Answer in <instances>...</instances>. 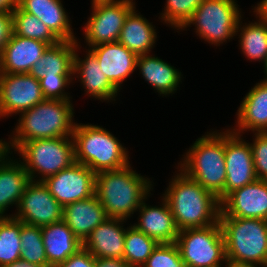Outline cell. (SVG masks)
I'll use <instances>...</instances> for the list:
<instances>
[{
    "label": "cell",
    "instance_id": "6da1fadb",
    "mask_svg": "<svg viewBox=\"0 0 267 267\" xmlns=\"http://www.w3.org/2000/svg\"><path fill=\"white\" fill-rule=\"evenodd\" d=\"M72 100L44 99L21 113L9 141L4 139V151L13 154L30 140L72 137L75 120ZM74 120V121H73Z\"/></svg>",
    "mask_w": 267,
    "mask_h": 267
},
{
    "label": "cell",
    "instance_id": "7a4b0ae2",
    "mask_svg": "<svg viewBox=\"0 0 267 267\" xmlns=\"http://www.w3.org/2000/svg\"><path fill=\"white\" fill-rule=\"evenodd\" d=\"M176 169L177 173L170 179L162 196L171 208L178 229L216 224L221 210L218 198L178 167Z\"/></svg>",
    "mask_w": 267,
    "mask_h": 267
},
{
    "label": "cell",
    "instance_id": "3957f363",
    "mask_svg": "<svg viewBox=\"0 0 267 267\" xmlns=\"http://www.w3.org/2000/svg\"><path fill=\"white\" fill-rule=\"evenodd\" d=\"M132 168L129 163L121 169L96 174L95 195L108 218L128 220L153 190V181Z\"/></svg>",
    "mask_w": 267,
    "mask_h": 267
},
{
    "label": "cell",
    "instance_id": "277c9868",
    "mask_svg": "<svg viewBox=\"0 0 267 267\" xmlns=\"http://www.w3.org/2000/svg\"><path fill=\"white\" fill-rule=\"evenodd\" d=\"M218 131L196 139L177 166L221 202L226 181L225 131Z\"/></svg>",
    "mask_w": 267,
    "mask_h": 267
},
{
    "label": "cell",
    "instance_id": "5b68a950",
    "mask_svg": "<svg viewBox=\"0 0 267 267\" xmlns=\"http://www.w3.org/2000/svg\"><path fill=\"white\" fill-rule=\"evenodd\" d=\"M72 139L75 162L86 165L95 174L121 169L130 163L125 146L102 126L76 122Z\"/></svg>",
    "mask_w": 267,
    "mask_h": 267
},
{
    "label": "cell",
    "instance_id": "8992f818",
    "mask_svg": "<svg viewBox=\"0 0 267 267\" xmlns=\"http://www.w3.org/2000/svg\"><path fill=\"white\" fill-rule=\"evenodd\" d=\"M219 222L227 261L267 267V220L229 217L220 210Z\"/></svg>",
    "mask_w": 267,
    "mask_h": 267
},
{
    "label": "cell",
    "instance_id": "52a82bcc",
    "mask_svg": "<svg viewBox=\"0 0 267 267\" xmlns=\"http://www.w3.org/2000/svg\"><path fill=\"white\" fill-rule=\"evenodd\" d=\"M16 152L32 181H44L75 162L72 137L30 140Z\"/></svg>",
    "mask_w": 267,
    "mask_h": 267
},
{
    "label": "cell",
    "instance_id": "ba28073f",
    "mask_svg": "<svg viewBox=\"0 0 267 267\" xmlns=\"http://www.w3.org/2000/svg\"><path fill=\"white\" fill-rule=\"evenodd\" d=\"M238 6L236 0H204L180 31L193 25L196 35L209 44L220 46L227 43L236 36L242 17Z\"/></svg>",
    "mask_w": 267,
    "mask_h": 267
},
{
    "label": "cell",
    "instance_id": "9c48e42d",
    "mask_svg": "<svg viewBox=\"0 0 267 267\" xmlns=\"http://www.w3.org/2000/svg\"><path fill=\"white\" fill-rule=\"evenodd\" d=\"M175 243L186 267H222L227 262L219 221L204 228L180 230Z\"/></svg>",
    "mask_w": 267,
    "mask_h": 267
},
{
    "label": "cell",
    "instance_id": "30bf717a",
    "mask_svg": "<svg viewBox=\"0 0 267 267\" xmlns=\"http://www.w3.org/2000/svg\"><path fill=\"white\" fill-rule=\"evenodd\" d=\"M92 13L84 25V38L88 48L103 43L118 42L128 14L135 8L133 0L91 5Z\"/></svg>",
    "mask_w": 267,
    "mask_h": 267
},
{
    "label": "cell",
    "instance_id": "8fae6325",
    "mask_svg": "<svg viewBox=\"0 0 267 267\" xmlns=\"http://www.w3.org/2000/svg\"><path fill=\"white\" fill-rule=\"evenodd\" d=\"M39 79L29 73H0V118L20 115L44 100Z\"/></svg>",
    "mask_w": 267,
    "mask_h": 267
},
{
    "label": "cell",
    "instance_id": "7c38bea8",
    "mask_svg": "<svg viewBox=\"0 0 267 267\" xmlns=\"http://www.w3.org/2000/svg\"><path fill=\"white\" fill-rule=\"evenodd\" d=\"M16 210L10 217L38 227L58 222L63 217V206L51 195L43 181L31 180L28 183Z\"/></svg>",
    "mask_w": 267,
    "mask_h": 267
},
{
    "label": "cell",
    "instance_id": "4fadbf2b",
    "mask_svg": "<svg viewBox=\"0 0 267 267\" xmlns=\"http://www.w3.org/2000/svg\"><path fill=\"white\" fill-rule=\"evenodd\" d=\"M96 174L86 165L74 162L69 168L47 177L43 183L63 207L95 195Z\"/></svg>",
    "mask_w": 267,
    "mask_h": 267
},
{
    "label": "cell",
    "instance_id": "5bb4252c",
    "mask_svg": "<svg viewBox=\"0 0 267 267\" xmlns=\"http://www.w3.org/2000/svg\"><path fill=\"white\" fill-rule=\"evenodd\" d=\"M225 165L224 198L235 189L242 188L257 179L249 142L229 128L225 130Z\"/></svg>",
    "mask_w": 267,
    "mask_h": 267
},
{
    "label": "cell",
    "instance_id": "9a60e30c",
    "mask_svg": "<svg viewBox=\"0 0 267 267\" xmlns=\"http://www.w3.org/2000/svg\"><path fill=\"white\" fill-rule=\"evenodd\" d=\"M220 204L221 211L229 217L267 220V181L256 179L235 189Z\"/></svg>",
    "mask_w": 267,
    "mask_h": 267
},
{
    "label": "cell",
    "instance_id": "2e32d148",
    "mask_svg": "<svg viewBox=\"0 0 267 267\" xmlns=\"http://www.w3.org/2000/svg\"><path fill=\"white\" fill-rule=\"evenodd\" d=\"M81 44L76 40L73 78H79L85 93L93 99L100 101H115L120 92L103 73L98 63L96 55L87 49L84 59L77 54L81 49ZM76 74V75H75Z\"/></svg>",
    "mask_w": 267,
    "mask_h": 267
},
{
    "label": "cell",
    "instance_id": "e0dca14e",
    "mask_svg": "<svg viewBox=\"0 0 267 267\" xmlns=\"http://www.w3.org/2000/svg\"><path fill=\"white\" fill-rule=\"evenodd\" d=\"M160 206L146 204V199L141 203L139 209L138 223L132 224L137 230L148 237L161 243H175L179 234L174 216L167 200L162 196Z\"/></svg>",
    "mask_w": 267,
    "mask_h": 267
},
{
    "label": "cell",
    "instance_id": "ac0fdd59",
    "mask_svg": "<svg viewBox=\"0 0 267 267\" xmlns=\"http://www.w3.org/2000/svg\"><path fill=\"white\" fill-rule=\"evenodd\" d=\"M97 57L101 70L120 91L123 82L135 71L138 56L119 42L89 48Z\"/></svg>",
    "mask_w": 267,
    "mask_h": 267
},
{
    "label": "cell",
    "instance_id": "d6986e66",
    "mask_svg": "<svg viewBox=\"0 0 267 267\" xmlns=\"http://www.w3.org/2000/svg\"><path fill=\"white\" fill-rule=\"evenodd\" d=\"M236 115V128L230 127L233 133L242 136V133L248 131L267 132V81L261 79L249 90Z\"/></svg>",
    "mask_w": 267,
    "mask_h": 267
},
{
    "label": "cell",
    "instance_id": "ffe728a7",
    "mask_svg": "<svg viewBox=\"0 0 267 267\" xmlns=\"http://www.w3.org/2000/svg\"><path fill=\"white\" fill-rule=\"evenodd\" d=\"M127 220L121 218H108L83 242V247L94 258H123Z\"/></svg>",
    "mask_w": 267,
    "mask_h": 267
},
{
    "label": "cell",
    "instance_id": "44dd1931",
    "mask_svg": "<svg viewBox=\"0 0 267 267\" xmlns=\"http://www.w3.org/2000/svg\"><path fill=\"white\" fill-rule=\"evenodd\" d=\"M9 152L0 155V217H10L6 211L11 206L18 207L28 183L31 181L23 163L11 159Z\"/></svg>",
    "mask_w": 267,
    "mask_h": 267
},
{
    "label": "cell",
    "instance_id": "7402d4cb",
    "mask_svg": "<svg viewBox=\"0 0 267 267\" xmlns=\"http://www.w3.org/2000/svg\"><path fill=\"white\" fill-rule=\"evenodd\" d=\"M49 45L12 33L0 54V73H29Z\"/></svg>",
    "mask_w": 267,
    "mask_h": 267
},
{
    "label": "cell",
    "instance_id": "603a6c76",
    "mask_svg": "<svg viewBox=\"0 0 267 267\" xmlns=\"http://www.w3.org/2000/svg\"><path fill=\"white\" fill-rule=\"evenodd\" d=\"M17 6L40 19L60 41L78 40L61 0H17Z\"/></svg>",
    "mask_w": 267,
    "mask_h": 267
},
{
    "label": "cell",
    "instance_id": "cb8c5ba5",
    "mask_svg": "<svg viewBox=\"0 0 267 267\" xmlns=\"http://www.w3.org/2000/svg\"><path fill=\"white\" fill-rule=\"evenodd\" d=\"M62 219L83 243L108 217L97 196L93 195L64 206Z\"/></svg>",
    "mask_w": 267,
    "mask_h": 267
},
{
    "label": "cell",
    "instance_id": "d4e9b609",
    "mask_svg": "<svg viewBox=\"0 0 267 267\" xmlns=\"http://www.w3.org/2000/svg\"><path fill=\"white\" fill-rule=\"evenodd\" d=\"M143 79L162 97L173 95L182 82L181 71L152 54L140 55L137 66Z\"/></svg>",
    "mask_w": 267,
    "mask_h": 267
},
{
    "label": "cell",
    "instance_id": "484cf974",
    "mask_svg": "<svg viewBox=\"0 0 267 267\" xmlns=\"http://www.w3.org/2000/svg\"><path fill=\"white\" fill-rule=\"evenodd\" d=\"M47 262L51 267L66 261L75 254L83 243L62 219L41 227Z\"/></svg>",
    "mask_w": 267,
    "mask_h": 267
},
{
    "label": "cell",
    "instance_id": "4316f807",
    "mask_svg": "<svg viewBox=\"0 0 267 267\" xmlns=\"http://www.w3.org/2000/svg\"><path fill=\"white\" fill-rule=\"evenodd\" d=\"M152 23L137 13L135 7L125 19L118 42L137 56L150 54L157 41Z\"/></svg>",
    "mask_w": 267,
    "mask_h": 267
},
{
    "label": "cell",
    "instance_id": "83f0119b",
    "mask_svg": "<svg viewBox=\"0 0 267 267\" xmlns=\"http://www.w3.org/2000/svg\"><path fill=\"white\" fill-rule=\"evenodd\" d=\"M76 41H59L50 45L41 58L31 67L29 74L37 79L44 75H74Z\"/></svg>",
    "mask_w": 267,
    "mask_h": 267
},
{
    "label": "cell",
    "instance_id": "f1b7e54d",
    "mask_svg": "<svg viewBox=\"0 0 267 267\" xmlns=\"http://www.w3.org/2000/svg\"><path fill=\"white\" fill-rule=\"evenodd\" d=\"M240 18L236 35L239 33V47L247 60L261 61L267 58V22L256 19L255 22L242 23ZM243 24V25H242Z\"/></svg>",
    "mask_w": 267,
    "mask_h": 267
},
{
    "label": "cell",
    "instance_id": "f546056e",
    "mask_svg": "<svg viewBox=\"0 0 267 267\" xmlns=\"http://www.w3.org/2000/svg\"><path fill=\"white\" fill-rule=\"evenodd\" d=\"M158 244L155 239L131 225L126 230L123 259L131 267H142Z\"/></svg>",
    "mask_w": 267,
    "mask_h": 267
},
{
    "label": "cell",
    "instance_id": "4dcf8cb0",
    "mask_svg": "<svg viewBox=\"0 0 267 267\" xmlns=\"http://www.w3.org/2000/svg\"><path fill=\"white\" fill-rule=\"evenodd\" d=\"M21 221L14 217H0V267L20 259Z\"/></svg>",
    "mask_w": 267,
    "mask_h": 267
},
{
    "label": "cell",
    "instance_id": "1f68e13d",
    "mask_svg": "<svg viewBox=\"0 0 267 267\" xmlns=\"http://www.w3.org/2000/svg\"><path fill=\"white\" fill-rule=\"evenodd\" d=\"M13 33L17 36L35 39L47 43L49 46L60 40L36 16L26 13L18 6L12 12Z\"/></svg>",
    "mask_w": 267,
    "mask_h": 267
},
{
    "label": "cell",
    "instance_id": "d6a6232c",
    "mask_svg": "<svg viewBox=\"0 0 267 267\" xmlns=\"http://www.w3.org/2000/svg\"><path fill=\"white\" fill-rule=\"evenodd\" d=\"M20 239V259L41 266H50L47 262L41 227L21 221Z\"/></svg>",
    "mask_w": 267,
    "mask_h": 267
},
{
    "label": "cell",
    "instance_id": "836d02e7",
    "mask_svg": "<svg viewBox=\"0 0 267 267\" xmlns=\"http://www.w3.org/2000/svg\"><path fill=\"white\" fill-rule=\"evenodd\" d=\"M204 0H166L159 18L174 30H181Z\"/></svg>",
    "mask_w": 267,
    "mask_h": 267
},
{
    "label": "cell",
    "instance_id": "e575fe53",
    "mask_svg": "<svg viewBox=\"0 0 267 267\" xmlns=\"http://www.w3.org/2000/svg\"><path fill=\"white\" fill-rule=\"evenodd\" d=\"M142 267H186L176 243H160Z\"/></svg>",
    "mask_w": 267,
    "mask_h": 267
},
{
    "label": "cell",
    "instance_id": "d590c367",
    "mask_svg": "<svg viewBox=\"0 0 267 267\" xmlns=\"http://www.w3.org/2000/svg\"><path fill=\"white\" fill-rule=\"evenodd\" d=\"M73 80V75H44L39 79L45 99L70 100V93L65 92Z\"/></svg>",
    "mask_w": 267,
    "mask_h": 267
},
{
    "label": "cell",
    "instance_id": "8d00e7d4",
    "mask_svg": "<svg viewBox=\"0 0 267 267\" xmlns=\"http://www.w3.org/2000/svg\"><path fill=\"white\" fill-rule=\"evenodd\" d=\"M250 143L257 179L267 181V132L253 133Z\"/></svg>",
    "mask_w": 267,
    "mask_h": 267
},
{
    "label": "cell",
    "instance_id": "74e56055",
    "mask_svg": "<svg viewBox=\"0 0 267 267\" xmlns=\"http://www.w3.org/2000/svg\"><path fill=\"white\" fill-rule=\"evenodd\" d=\"M56 267H95V258L88 250L82 247Z\"/></svg>",
    "mask_w": 267,
    "mask_h": 267
},
{
    "label": "cell",
    "instance_id": "f35d334b",
    "mask_svg": "<svg viewBox=\"0 0 267 267\" xmlns=\"http://www.w3.org/2000/svg\"><path fill=\"white\" fill-rule=\"evenodd\" d=\"M13 33L12 13L0 12V54L9 42Z\"/></svg>",
    "mask_w": 267,
    "mask_h": 267
},
{
    "label": "cell",
    "instance_id": "ab89813d",
    "mask_svg": "<svg viewBox=\"0 0 267 267\" xmlns=\"http://www.w3.org/2000/svg\"><path fill=\"white\" fill-rule=\"evenodd\" d=\"M95 267H131L123 258H95Z\"/></svg>",
    "mask_w": 267,
    "mask_h": 267
},
{
    "label": "cell",
    "instance_id": "60d3db41",
    "mask_svg": "<svg viewBox=\"0 0 267 267\" xmlns=\"http://www.w3.org/2000/svg\"><path fill=\"white\" fill-rule=\"evenodd\" d=\"M254 6L253 14H255L256 18L262 21L267 22V0H262Z\"/></svg>",
    "mask_w": 267,
    "mask_h": 267
},
{
    "label": "cell",
    "instance_id": "b9f144b4",
    "mask_svg": "<svg viewBox=\"0 0 267 267\" xmlns=\"http://www.w3.org/2000/svg\"><path fill=\"white\" fill-rule=\"evenodd\" d=\"M17 7V0H0V12L12 13Z\"/></svg>",
    "mask_w": 267,
    "mask_h": 267
},
{
    "label": "cell",
    "instance_id": "7bdbcfd3",
    "mask_svg": "<svg viewBox=\"0 0 267 267\" xmlns=\"http://www.w3.org/2000/svg\"><path fill=\"white\" fill-rule=\"evenodd\" d=\"M3 267H51V266H41L38 264L29 263L28 261L19 259Z\"/></svg>",
    "mask_w": 267,
    "mask_h": 267
},
{
    "label": "cell",
    "instance_id": "ee69618b",
    "mask_svg": "<svg viewBox=\"0 0 267 267\" xmlns=\"http://www.w3.org/2000/svg\"><path fill=\"white\" fill-rule=\"evenodd\" d=\"M226 267H265L259 264H255V263H240V262H232V261H227L225 263ZM223 265V267H225Z\"/></svg>",
    "mask_w": 267,
    "mask_h": 267
},
{
    "label": "cell",
    "instance_id": "f6af8a7d",
    "mask_svg": "<svg viewBox=\"0 0 267 267\" xmlns=\"http://www.w3.org/2000/svg\"><path fill=\"white\" fill-rule=\"evenodd\" d=\"M123 0H91L92 5H98V4H108V3H116Z\"/></svg>",
    "mask_w": 267,
    "mask_h": 267
},
{
    "label": "cell",
    "instance_id": "bcb514c9",
    "mask_svg": "<svg viewBox=\"0 0 267 267\" xmlns=\"http://www.w3.org/2000/svg\"><path fill=\"white\" fill-rule=\"evenodd\" d=\"M263 67H264V73H265V78L263 80L267 81V58L263 64Z\"/></svg>",
    "mask_w": 267,
    "mask_h": 267
},
{
    "label": "cell",
    "instance_id": "7dc6e473",
    "mask_svg": "<svg viewBox=\"0 0 267 267\" xmlns=\"http://www.w3.org/2000/svg\"><path fill=\"white\" fill-rule=\"evenodd\" d=\"M4 152V140L0 139V155Z\"/></svg>",
    "mask_w": 267,
    "mask_h": 267
}]
</instances>
